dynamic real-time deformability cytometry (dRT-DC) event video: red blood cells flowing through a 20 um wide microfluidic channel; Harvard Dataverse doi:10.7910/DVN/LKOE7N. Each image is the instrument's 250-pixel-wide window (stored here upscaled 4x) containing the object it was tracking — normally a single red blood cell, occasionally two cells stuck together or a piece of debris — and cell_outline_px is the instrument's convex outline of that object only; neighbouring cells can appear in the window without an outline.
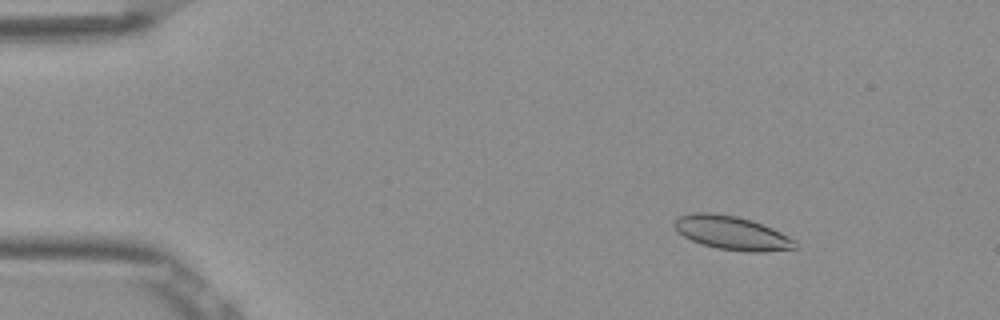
{"species": "Egyptian fruit bat (a non-hibernating species)", "species_latin": "Rousettus aegyptiacus", "temperature_condition": "room temperature", "stored_images_in_passage": 54, "camera_frame_rate_fps": 3000, "um_per_image_px": 0.085, "frame": {"image": 1, "passage_image": 8, "time_ms": 2.333, "image_size_px": [1000, 320], "cell_outline_px": [[796, 248], [764, 252], [748, 252], [716, 248], [700, 244], [684, 236], [672, 224], [680, 216], [692, 212], [712, 212], [736, 216], [752, 220], [772, 228], [796, 240]], "centroid_in_image_um": [62.21, 19.8], "position_along_channel_um": 22.8, "area_um2": 23.7}}
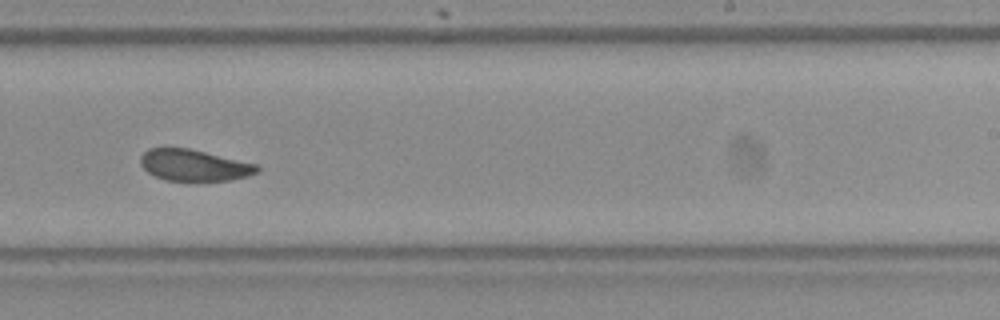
{"frame": {"image": 2, "passage_image": 34, "time_ms": 11.0, "image_size_px": [1000, 320], "cell_outline_px": [[260, 172], [248, 176], [228, 180], [164, 180], [148, 172], [140, 164], [140, 156], [148, 148], [164, 144], [188, 148], [256, 164], [260, 168]], "centroid_in_image_um": [16.42, 14.0], "position_along_channel_um": 272.6, "area_um2": 21.68}}
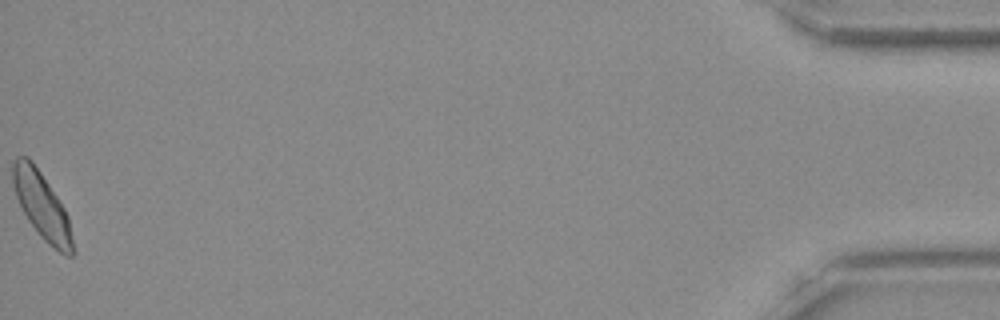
{"frame": {"image": 3, "passage_image": 54, "time_ms": 17.667, "image_size_px": [1000, 320], "cell_outline_px": [[76, 252], [72, 256], [64, 256], [48, 244], [40, 236], [28, 220], [16, 196], [12, 184], [12, 160], [16, 156], [28, 156], [32, 160], [64, 208], [68, 216]], "centroid_in_image_um": [3.57, 17.51], "position_along_channel_um": 431.6, "area_um2": 23.35}, "authors_computed_cell_mechanics": {"area_um2": 22.831, "velocity_mm_per_s": 3.8462, "shape_relaxation_time_tau1_ms": 5.5484, "shape_relaxation_time_tau2_ms": 1.5091, "deformation_change_tau1": 0.099, "deformation_change_tau2": 0.0673}}